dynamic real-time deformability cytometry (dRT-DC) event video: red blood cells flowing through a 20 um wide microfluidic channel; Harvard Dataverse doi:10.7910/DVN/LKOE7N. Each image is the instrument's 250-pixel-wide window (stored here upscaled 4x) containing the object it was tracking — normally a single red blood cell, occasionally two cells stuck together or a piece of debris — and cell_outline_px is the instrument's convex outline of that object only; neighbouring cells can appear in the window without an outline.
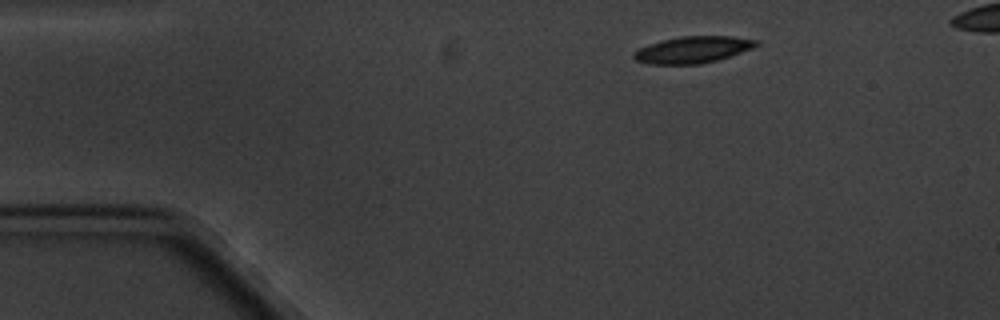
{"species": "common noctule bat (a hibernating species)", "species_latin": "Nyctalus noctula", "temperature_condition": "cold", "stored_images_in_passage": 3, "camera_frame_rate_fps": 3000, "um_per_image_px": 0.085, "animal": {"sex": "male", "body_mass_g": 20.1, "forearm_length_mm": 53.5}, "frame": {"image": 1, "passage_image": 1, "time_ms": 0.0, "image_size_px": [1000, 320], "cell_outline_px": [[760, 44], [752, 48], [716, 60], [700, 64], [648, 64], [636, 60], [632, 56], [632, 52], [648, 44], [680, 36], [732, 36], [760, 40]], "centroid_in_image_um": [58.88, 4.22], "position_along_channel_um": 26.1, "area_um2": 18.96}}